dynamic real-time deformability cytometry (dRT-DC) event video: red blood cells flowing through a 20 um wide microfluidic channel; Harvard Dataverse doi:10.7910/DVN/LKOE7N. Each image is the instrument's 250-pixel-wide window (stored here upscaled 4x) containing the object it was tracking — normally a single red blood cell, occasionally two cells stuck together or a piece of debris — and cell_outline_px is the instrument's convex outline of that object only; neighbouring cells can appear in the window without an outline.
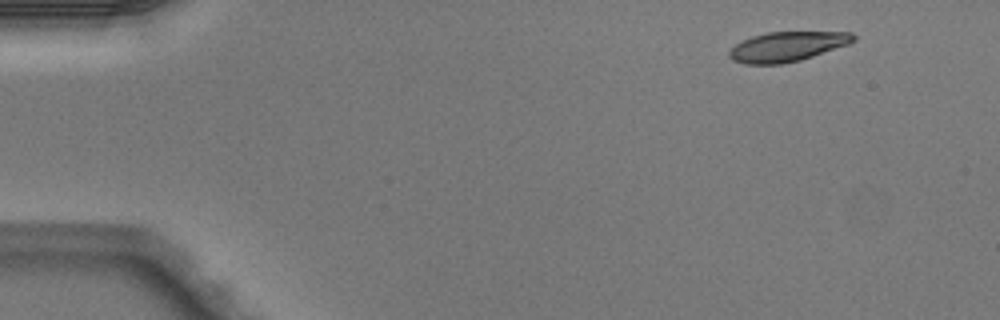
{"species": "Egyptian fruit bat (a non-hibernating species)", "species_latin": "Rousettus aegyptiacus", "temperature_condition": "warm", "stored_images_in_passage": 4, "camera_frame_rate_fps": 3000, "um_per_image_px": 0.085, "animal": {"sex": "male"}, "frame": {"image": 1, "passage_image": 1, "time_ms": 0.0, "image_size_px": [1000, 320], "cell_outline_px": [[856, 40], [848, 44], [800, 60], [780, 64], [744, 64], [732, 60], [728, 56], [728, 52], [736, 44], [752, 36], [768, 32], [852, 32], [856, 36]], "centroid_in_image_um": [66.9, 3.96], "position_along_channel_um": 18.1, "area_um2": 21.39}}